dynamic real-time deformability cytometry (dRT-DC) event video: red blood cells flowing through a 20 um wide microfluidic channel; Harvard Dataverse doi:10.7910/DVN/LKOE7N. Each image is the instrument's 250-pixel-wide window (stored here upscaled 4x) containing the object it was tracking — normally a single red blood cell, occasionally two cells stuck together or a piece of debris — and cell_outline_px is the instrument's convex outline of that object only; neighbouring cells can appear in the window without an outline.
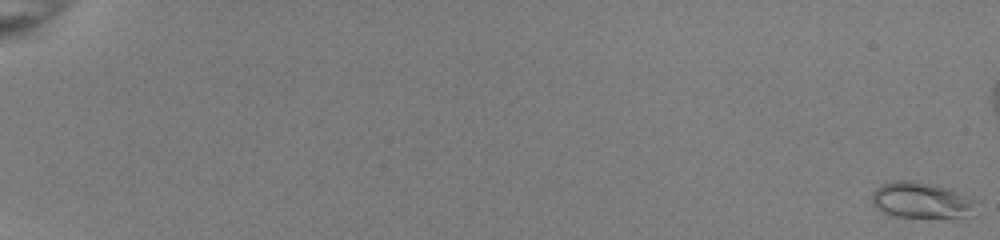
{"species": "common noctule bat (a hibernating species)", "species_latin": "Nyctalus noctula", "temperature_condition": "room temperature", "stored_images_in_passage": 52, "camera_frame_rate_fps": 3000, "um_per_image_px": 0.085, "animal": {"sex": "female", "body_mass_g": 22.0, "forearm_length_mm": 56.7}, "frame": {"image": 1, "passage_image": 1, "time_ms": 0.0, "image_size_px": [1000, 240], "cell_outline_px": [[980, 200], [972, 216], [892, 216], [876, 208], [872, 204], [872, 192], [876, 188], [892, 180], [912, 180], [936, 184], [948, 188]], "centroid_in_image_um": [78.35, 16.99], "position_along_channel_um": 6.6, "area_um2": 22.02}}
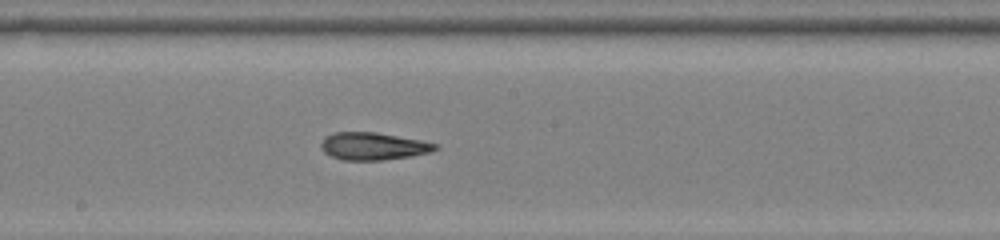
{"frame": {"image": 2, "passage_image": 33, "time_ms": 10.667, "image_size_px": [1000, 240], "cell_outline_px": [[440, 148], [432, 152], [412, 156], [384, 160], [344, 160], [332, 156], [324, 152], [320, 144], [324, 136], [332, 132], [376, 132], [420, 140], [440, 144]], "centroid_in_image_um": [31.75, 12.42], "position_along_channel_um": 216.4, "area_um2": 18.5}}
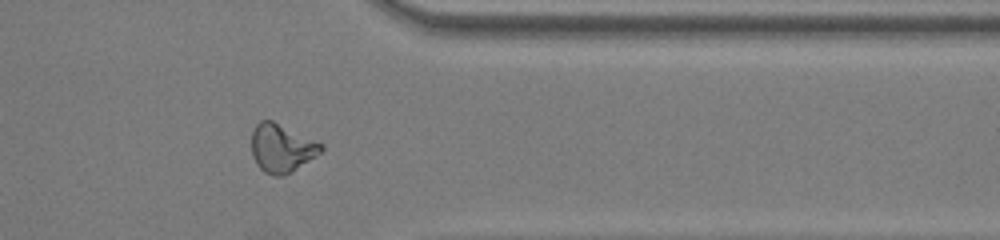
{"frame": {"image": 3, "passage_image": 46, "time_ms": 15.0, "image_size_px": [1000, 240], "cell_outline_px": [[324, 148], [320, 152], [292, 172], [284, 176], [276, 176], [264, 172], [256, 164], [252, 156], [252, 132], [256, 124], [260, 120], [272, 120], [324, 144]], "centroid_in_image_um": [23.92, 12.59], "position_along_channel_um": 387.5, "area_um2": 19.54}, "authors_computed_cell_mechanics": {"area_um2": 19.0162, "velocity_mm_per_s": 4.0189, "shape_relaxation_time_tau1_ms": 8.9836, "shape_relaxation_time_tau2_ms": 2.1078, "deformation_change_tau1": 0.2503, "deformation_change_tau2": 0.0903}}